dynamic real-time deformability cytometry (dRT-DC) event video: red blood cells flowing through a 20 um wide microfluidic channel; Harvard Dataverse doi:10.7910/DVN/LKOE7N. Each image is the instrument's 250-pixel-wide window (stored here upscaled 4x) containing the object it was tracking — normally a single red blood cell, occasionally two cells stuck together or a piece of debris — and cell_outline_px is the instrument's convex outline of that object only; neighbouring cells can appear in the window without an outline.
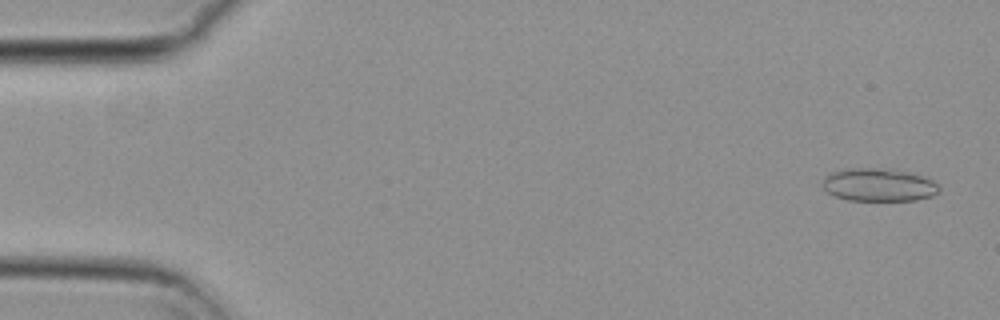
{"species": "common noctule bat (a hibernating species)", "species_latin": "Nyctalus noctula", "temperature_condition": "cold", "stored_images_in_passage": 56, "camera_frame_rate_fps": 3000, "um_per_image_px": 0.085, "animal": {"sex": "female", "body_mass_g": 29.2, "forearm_length_mm": 56.3}, "frame": {"image": 1, "passage_image": 3, "time_ms": 0.667, "image_size_px": [1000, 320], "cell_outline_px": [[940, 192], [932, 196], [916, 200], [848, 200], [836, 196], [828, 192], [820, 184], [824, 176], [828, 172], [844, 168], [896, 168], [924, 176], [932, 180], [940, 188]], "centroid_in_image_um": [74.67, 15.68], "position_along_channel_um": 10.3, "area_um2": 22.89}}
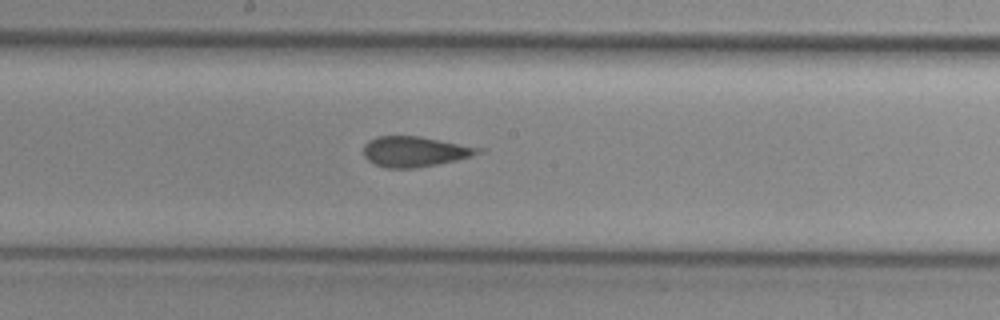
{"frame": {"image": 2, "passage_image": 30, "time_ms": 9.667, "image_size_px": [1000, 320], "cell_outline_px": [[488, 152], [456, 160], [416, 168], [384, 168], [368, 160], [364, 156], [364, 144], [368, 140], [376, 136], [420, 136], [488, 148]], "centroid_in_image_um": [35.35, 12.87], "position_along_channel_um": 212.8, "area_um2": 20.75}}
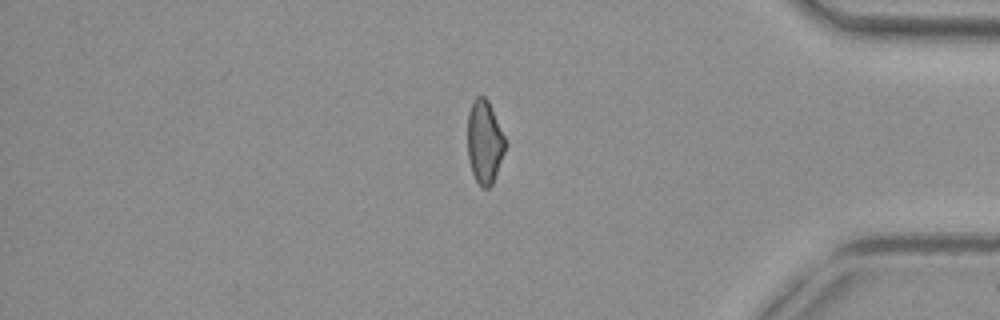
{"frame": {"image": 3, "passage_image": 47, "time_ms": 15.333, "image_size_px": [1000, 320], "cell_outline_px": [[508, 144], [492, 184], [488, 188], [480, 188], [472, 172], [468, 160], [468, 112], [472, 100], [476, 96], [484, 96], [488, 100], [508, 140]], "centroid_in_image_um": [41.21, 12.05], "position_along_channel_um": 394.0, "area_um2": 18.79}, "authors_computed_cell_mechanics": {"area_um2": 20.7791, "velocity_mm_per_s": 3.7223, "shape_relaxation_time_tau1_ms": null, "shape_relaxation_time_tau2_ms": 2.9696, "deformation_change_tau1": null, "deformation_change_tau2": 0.1251}}